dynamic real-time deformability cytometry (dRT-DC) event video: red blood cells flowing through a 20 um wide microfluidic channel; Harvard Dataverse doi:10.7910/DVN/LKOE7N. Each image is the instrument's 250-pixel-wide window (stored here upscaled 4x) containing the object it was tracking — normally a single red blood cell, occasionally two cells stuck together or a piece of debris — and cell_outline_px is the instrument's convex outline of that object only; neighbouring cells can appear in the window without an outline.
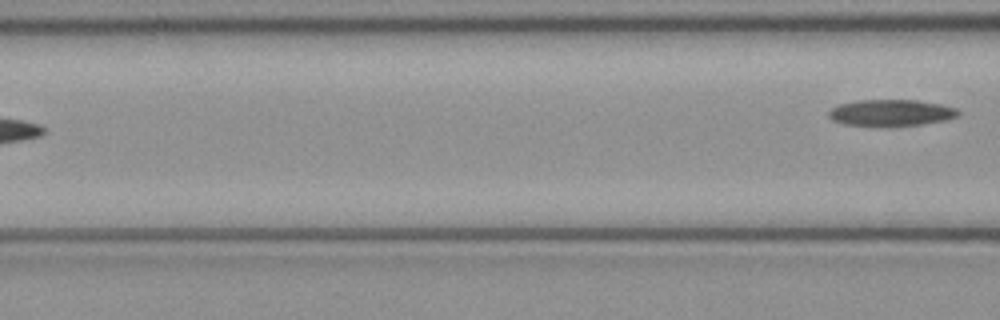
{"species": "common noctule bat (a hibernating species)", "species_latin": "Nyctalus noctula", "temperature_condition": "cold", "stored_images_in_passage": 7, "camera_frame_rate_fps": 3000, "um_per_image_px": 0.085, "animal": {"sex": "female", "body_mass_g": 21.9}, "frame": {"image": 1, "passage_image": 7, "time_ms": 2.0, "image_size_px": [1000, 320], "cell_outline_px": [[960, 112], [956, 116], [944, 120], [920, 124], [888, 128], [872, 128], [844, 124], [832, 120], [828, 116], [828, 112], [832, 108], [840, 104], [856, 100], [916, 100], [940, 104], [956, 108]], "centroid_in_image_um": [75.67, 9.62], "position_along_channel_um": 90.9, "area_um2": 20.52}}